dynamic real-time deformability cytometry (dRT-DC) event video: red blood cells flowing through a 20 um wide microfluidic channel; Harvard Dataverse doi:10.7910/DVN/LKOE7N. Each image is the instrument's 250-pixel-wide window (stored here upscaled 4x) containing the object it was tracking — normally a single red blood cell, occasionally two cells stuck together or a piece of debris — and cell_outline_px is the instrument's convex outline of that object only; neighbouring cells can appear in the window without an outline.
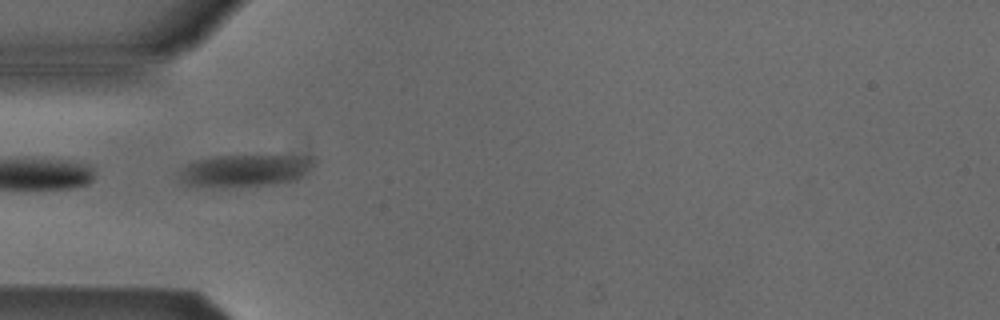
{"species": "Egyptian fruit bat (a non-hibernating species)", "species_latin": "Rousettus aegyptiacus", "temperature_condition": "cold", "stored_images_in_passage": 7, "camera_frame_rate_fps": 3000, "um_per_image_px": 0.085, "animal": {"sex": "male"}, "frame": {"image": 1, "passage_image": 5, "time_ms": 4.667, "image_size_px": [1000, 320], "cell_outline_px": [[312, 164], [308, 172], [304, 176], [296, 180], [276, 184], [224, 188], [220, 188], [184, 184], [180, 180], [180, 172], [184, 164], [196, 160], [216, 156], [308, 156], [312, 160]], "centroid_in_image_um": [20.78, 14.52], "position_along_channel_um": 64.2, "area_um2": 25.43}}
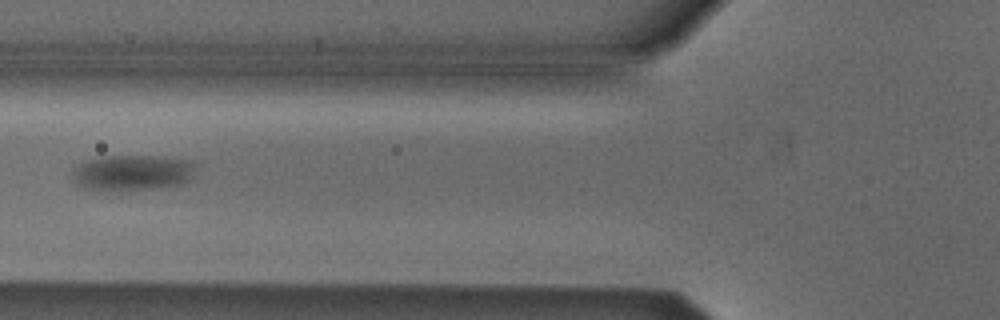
{"frame": {"image": 2, "passage_image": 6, "time_ms": 6.0, "image_size_px": [1000, 320], "cell_outline_px": [[196, 168], [192, 176], [184, 184], [160, 188], [84, 188], [76, 184], [72, 176], [76, 164], [84, 160], [104, 156], [164, 156], [196, 160]], "centroid_in_image_um": [11.34, 14.62], "position_along_channel_um": 114.5, "area_um2": 25.55}}
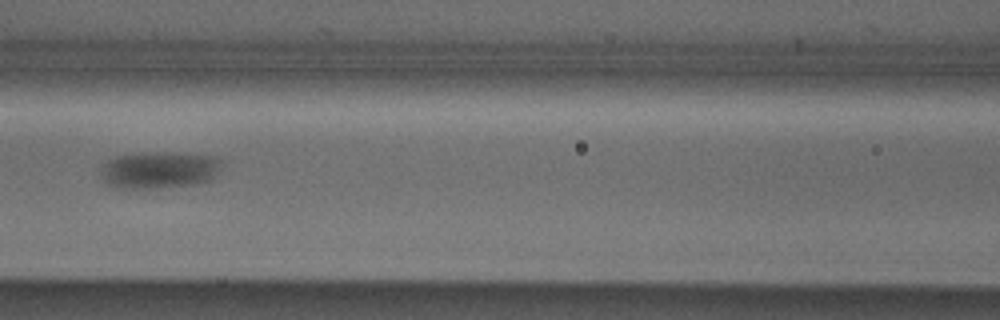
{"frame": {"image": 3, "passage_image": 7, "time_ms": 7.0, "image_size_px": [1000, 320], "cell_outline_px": [[220, 164], [212, 180], [192, 184], [168, 188], [120, 188], [108, 184], [100, 176], [100, 172], [104, 164], [108, 160], [116, 156], [140, 152], [168, 152], [216, 156], [220, 160]], "centroid_in_image_um": [13.5, 14.44], "position_along_channel_um": 153.1, "area_um2": 26.13}}